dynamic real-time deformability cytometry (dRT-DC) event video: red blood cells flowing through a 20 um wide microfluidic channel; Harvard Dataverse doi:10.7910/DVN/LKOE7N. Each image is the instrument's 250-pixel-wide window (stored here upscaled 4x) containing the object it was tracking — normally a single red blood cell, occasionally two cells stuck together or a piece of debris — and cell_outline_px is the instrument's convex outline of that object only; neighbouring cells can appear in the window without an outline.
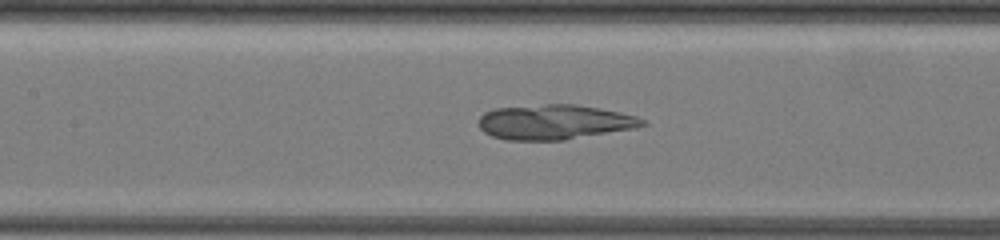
{"species": "common noctule bat (a hibernating species)", "species_latin": "Nyctalus noctula", "temperature_condition": "warm", "stored_images_in_passage": 37, "camera_frame_rate_fps": 3000, "um_per_image_px": 0.085, "animal": {"sex": "female", "body_mass_g": 19.5, "forearm_length_mm": 54.1}, "frame": {"image": 1, "passage_image": 8, "time_ms": 3.333, "image_size_px": [1000, 240], "cell_outline_px": [[648, 124], [636, 128], [564, 140], [504, 140], [492, 136], [484, 132], [480, 128], [480, 116], [484, 112], [496, 108], [544, 104], [576, 104], [600, 108], [636, 116], [644, 120]], "centroid_in_image_um": [47.13, 10.38], "position_along_channel_um": 160.3, "area_um2": 33.29}}
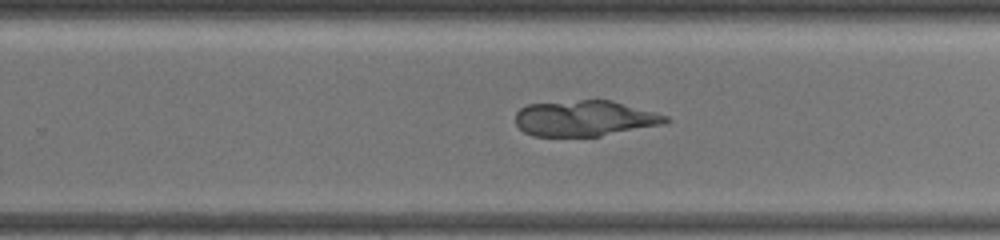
{"frame": {"image": 2, "passage_image": 17, "time_ms": 6.667, "image_size_px": [1000, 240], "cell_outline_px": [[672, 120], [668, 124], [600, 136], [532, 136], [524, 132], [516, 124], [516, 112], [520, 108], [528, 104], [580, 100], [612, 100], [668, 116]], "centroid_in_image_um": [49.75, 10.07], "position_along_channel_um": 280.1, "area_um2": 31.5}}
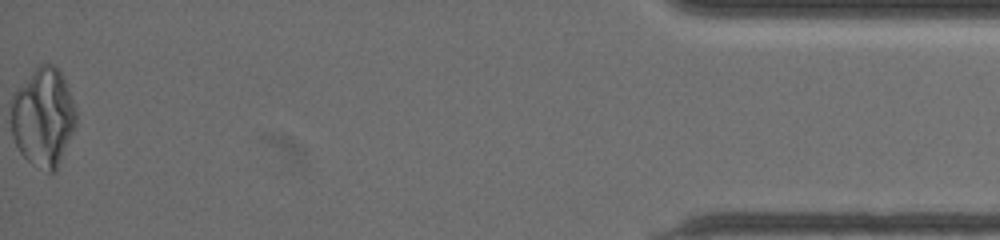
{"frame": {"image": 3, "passage_image": 37, "time_ms": 13.0, "image_size_px": [1000, 240], "cell_outline_px": [[76, 124], [56, 168], [52, 172], [48, 172], [32, 164], [20, 152], [12, 136], [12, 96], [16, 88], [40, 64], [52, 64], [60, 72], [64, 80], [76, 108]], "centroid_in_image_um": [3.66, 9.95], "position_along_channel_um": 431.5, "area_um2": 36.76}}